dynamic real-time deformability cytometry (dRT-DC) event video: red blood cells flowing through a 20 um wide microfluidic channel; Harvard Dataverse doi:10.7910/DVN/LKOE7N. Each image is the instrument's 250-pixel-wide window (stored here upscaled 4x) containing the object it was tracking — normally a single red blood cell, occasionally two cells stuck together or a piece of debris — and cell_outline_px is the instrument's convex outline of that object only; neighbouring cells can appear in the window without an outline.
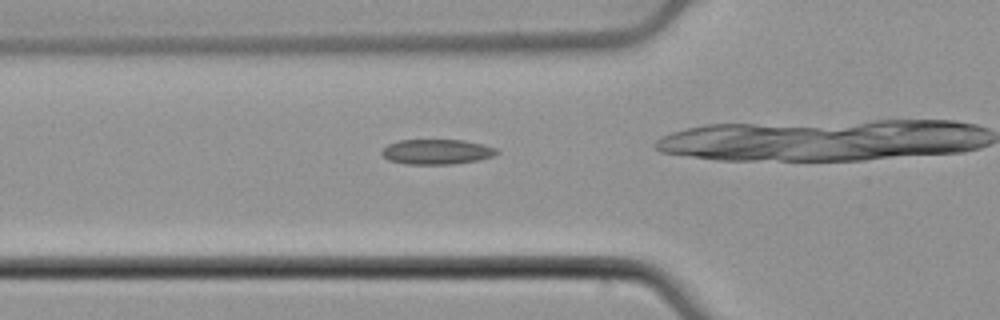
{"species": "common noctule bat (a hibernating species)", "species_latin": "Nyctalus noctula", "temperature_condition": "cold", "stored_images_in_passage": 31, "camera_frame_rate_fps": 3000, "um_per_image_px": 0.085, "animal": {"sex": "male", "body_mass_g": 21.5, "forearm_length_mm": 52.0}, "frame": {"image": 1, "passage_image": 12, "time_ms": 3.667, "image_size_px": [1000, 320], "cell_outline_px": [[500, 152], [492, 156], [476, 160], [452, 164], [404, 164], [388, 160], [380, 152], [388, 144], [400, 140], [464, 140], [484, 144], [496, 148]], "centroid_in_image_um": [37.12, 12.9], "position_along_channel_um": 88.7, "area_um2": 16.76}}
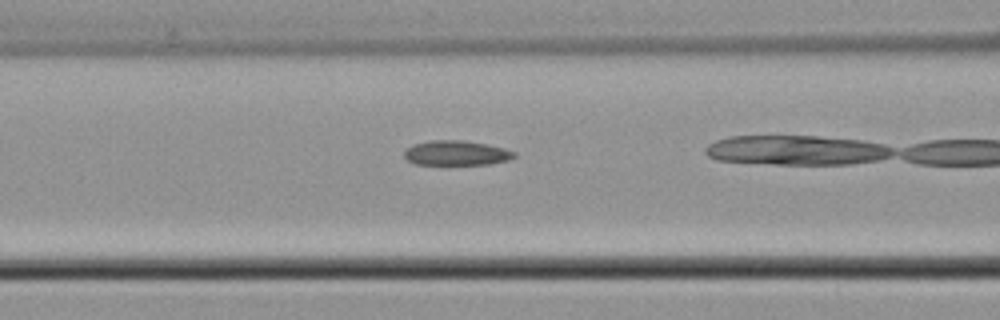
{"frame": {"image": 2, "passage_image": 15, "time_ms": 4.667, "image_size_px": [1000, 320], "cell_outline_px": [[516, 156], [508, 160], [488, 164], [416, 164], [408, 160], [404, 156], [404, 152], [412, 144], [428, 140], [464, 140], [504, 148], [516, 152]], "centroid_in_image_um": [38.78, 12.99], "position_along_channel_um": 127.8, "area_um2": 15.78}}
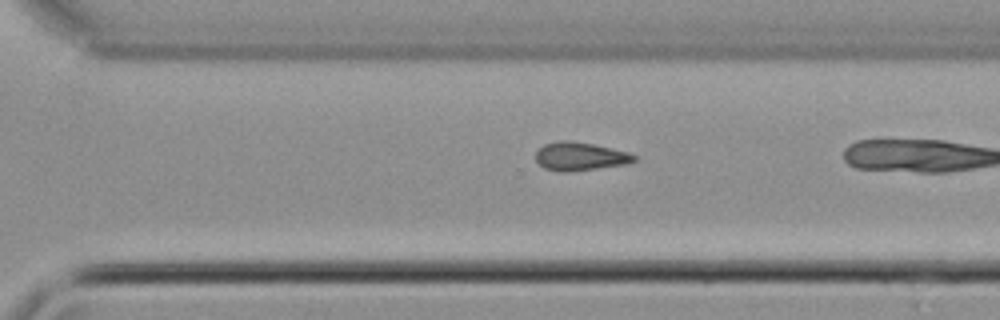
{"frame": {"image": 3, "passage_image": 30, "time_ms": 9.667, "image_size_px": [1000, 320], "cell_outline_px": [[636, 160], [628, 164], [568, 172], [560, 172], [544, 168], [536, 160], [536, 152], [544, 144], [556, 140], [572, 140], [612, 148], [628, 152], [636, 156]], "centroid_in_image_um": [49.3, 13.29], "position_along_channel_um": 321.3, "area_um2": 16.36}}